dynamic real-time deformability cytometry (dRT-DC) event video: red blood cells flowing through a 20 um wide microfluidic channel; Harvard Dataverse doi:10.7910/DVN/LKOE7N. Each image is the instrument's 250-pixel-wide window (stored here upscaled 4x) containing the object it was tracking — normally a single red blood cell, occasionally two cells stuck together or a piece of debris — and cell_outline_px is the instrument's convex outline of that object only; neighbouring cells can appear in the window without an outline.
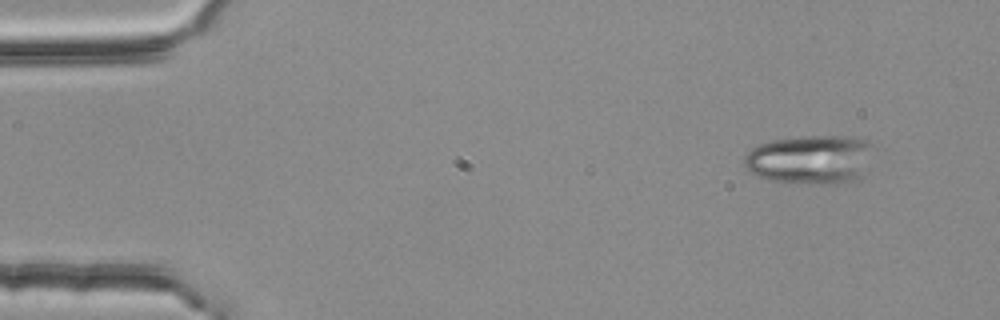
{"species": "common noctule bat (a hibernating species)", "species_latin": "Nyctalus noctula", "temperature_condition": "room temperature", "stored_images_in_passage": 4, "segment_of_instrument_passage": [1, 2], "camera_frame_rate_fps": 3000, "um_per_image_px": 0.085, "animal": {"sex": "female", "body_mass_g": 25.1}, "frame": {"image": 1, "passage_image": 1, "time_ms": 0.0, "image_size_px": [1000, 320], "cell_outline_px": [[872, 144], [864, 172], [860, 180], [836, 184], [812, 184], [768, 180], [752, 172], [744, 164], [744, 156], [756, 144], [772, 140], [800, 136], [852, 136], [868, 140]], "centroid_in_image_um": [68.88, 13.55], "position_along_channel_um": 16.1, "area_um2": 37.11}}